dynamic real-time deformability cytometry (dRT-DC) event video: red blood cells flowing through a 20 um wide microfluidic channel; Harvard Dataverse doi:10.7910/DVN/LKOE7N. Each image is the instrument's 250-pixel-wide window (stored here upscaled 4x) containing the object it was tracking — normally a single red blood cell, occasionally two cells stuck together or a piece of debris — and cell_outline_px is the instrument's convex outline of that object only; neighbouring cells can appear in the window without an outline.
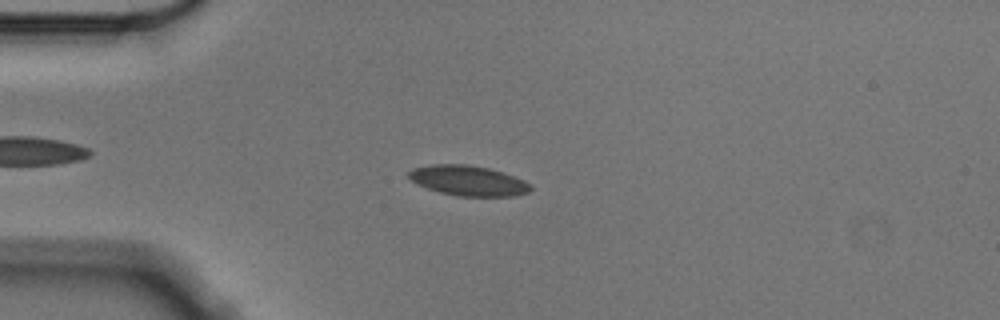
{"species": "Egyptian fruit bat (a non-hibernating species)", "species_latin": "Rousettus aegyptiacus", "temperature_condition": "cold", "stored_images_in_passage": 37, "camera_frame_rate_fps": 3000, "um_per_image_px": 0.085, "animal": {"sex": "male"}, "frame": {"image": 1, "passage_image": 9, "time_ms": 2.667, "image_size_px": [1000, 320], "cell_outline_px": [[532, 188], [528, 192], [516, 196], [456, 196], [440, 192], [416, 184], [408, 176], [408, 172], [412, 168], [432, 164], [464, 164], [488, 168], [504, 172], [524, 180], [532, 184]], "centroid_in_image_um": [39.81, 15.35], "position_along_channel_um": 45.2, "area_um2": 21.5}}
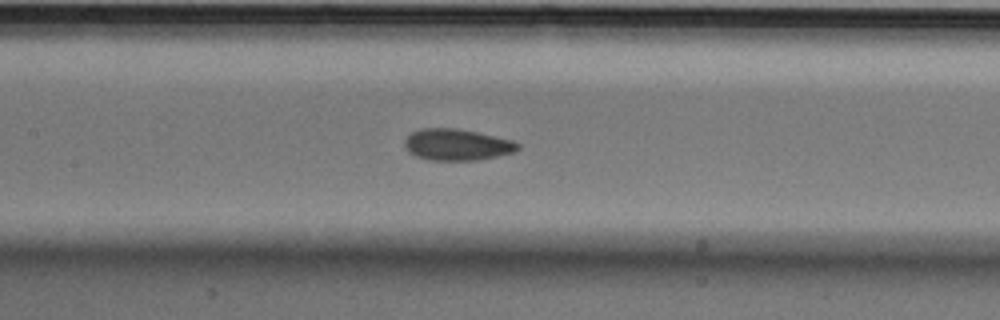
{"frame": {"image": 2, "passage_image": 21, "time_ms": 6.667, "image_size_px": [1000, 320], "cell_outline_px": [[520, 148], [516, 152], [476, 160], [428, 160], [416, 156], [408, 152], [404, 144], [404, 140], [412, 132], [420, 128], [456, 128], [476, 132], [512, 140], [520, 144]], "centroid_in_image_um": [38.83, 12.3], "position_along_channel_um": 168.6, "area_um2": 20.75}}
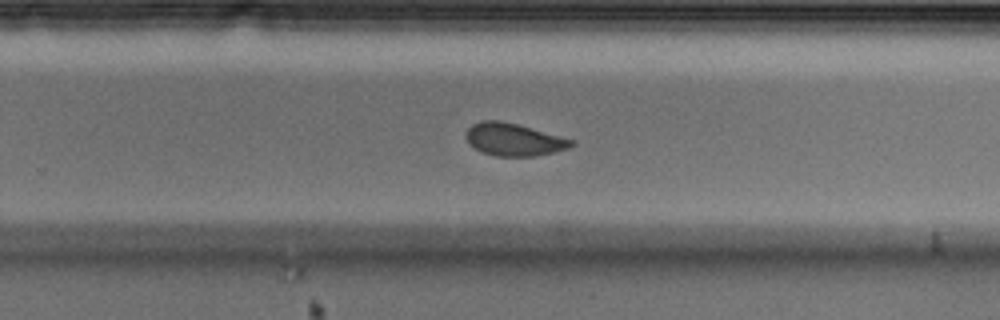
{"frame": {"image": 3, "passage_image": 31, "time_ms": 10.0, "image_size_px": [1000, 320], "cell_outline_px": [[576, 144], [568, 148], [536, 156], [496, 156], [484, 152], [468, 144], [468, 128], [472, 124], [480, 120], [500, 120], [516, 124], [576, 140]], "centroid_in_image_um": [43.71, 11.85], "position_along_channel_um": 286.1, "area_um2": 19.77}, "authors_computed_cell_mechanics": {"area_um2": 20.6924, "velocity_mm_per_s": 3.5346, "shape_relaxation_time_tau1_ms": 6.7815, "shape_relaxation_time_tau2_ms": 1.6827, "deformation_change_tau1": 0.1276, "deformation_change_tau2": 0.0562}}